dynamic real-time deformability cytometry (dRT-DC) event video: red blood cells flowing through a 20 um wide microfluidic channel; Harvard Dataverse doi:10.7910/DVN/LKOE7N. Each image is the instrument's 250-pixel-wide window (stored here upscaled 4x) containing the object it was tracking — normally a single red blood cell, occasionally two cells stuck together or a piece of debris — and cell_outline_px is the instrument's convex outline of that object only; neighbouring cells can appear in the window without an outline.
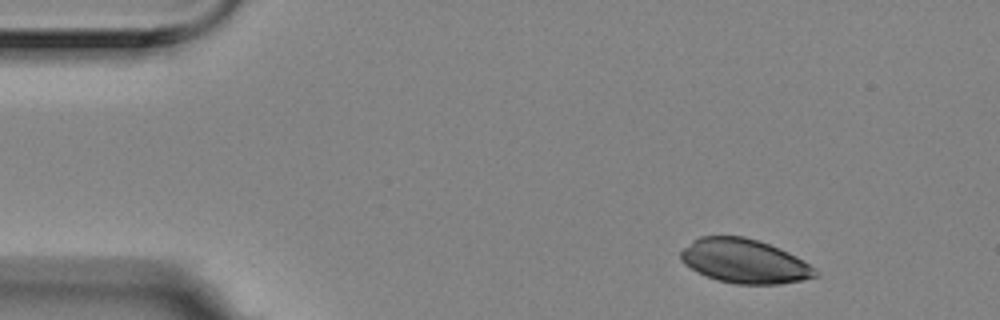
{"species": "Egyptian fruit bat (a non-hibernating species)", "species_latin": "Rousettus aegyptiacus", "temperature_condition": "room temperature", "stored_images_in_passage": 6, "camera_frame_rate_fps": 3000, "um_per_image_px": 0.085, "animal": {"sex": "female"}, "frame": {"image": 1, "passage_image": 1, "time_ms": 0.0, "image_size_px": [1000, 320], "cell_outline_px": [[820, 276], [804, 280], [780, 284], [736, 284], [716, 280], [696, 272], [684, 264], [680, 260], [680, 252], [692, 240], [700, 236], [744, 236], [768, 244], [788, 252], [804, 260], [816, 268]], "centroid_in_image_um": [63.28, 22.21], "position_along_channel_um": 21.7, "area_um2": 34.85}}
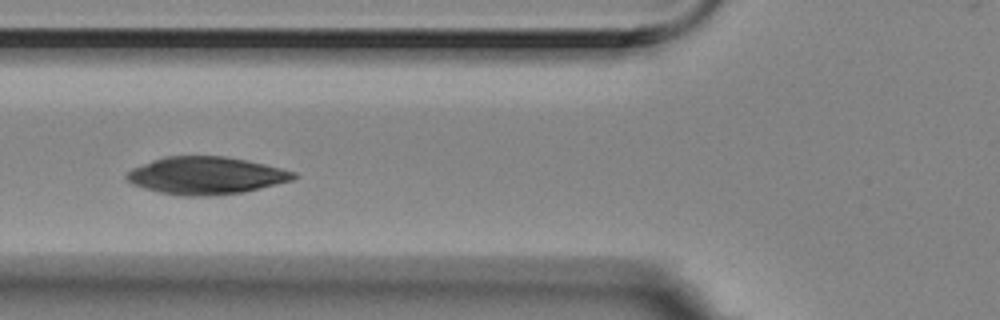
{"frame": {"image": 2, "passage_image": 5, "time_ms": 1.333, "image_size_px": [1000, 320], "cell_outline_px": [[296, 176], [292, 180], [244, 192], [212, 196], [180, 196], [160, 192], [144, 188], [132, 184], [124, 176], [132, 168], [152, 160], [164, 156], [224, 156], [264, 164], [296, 172]], "centroid_in_image_um": [17.47, 14.93], "position_along_channel_um": 108.3, "area_um2": 36.3}}
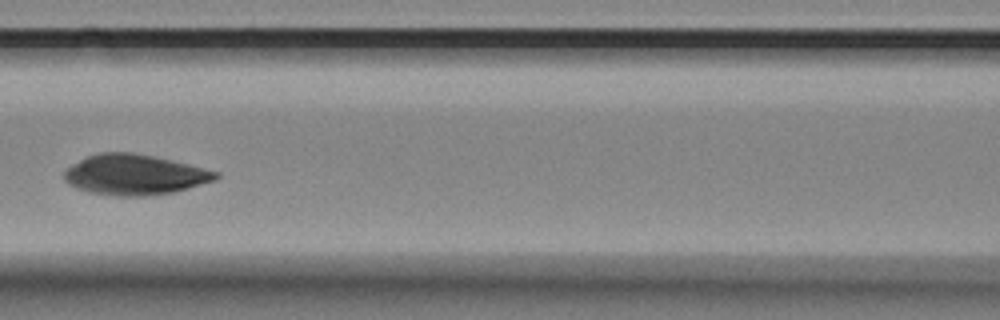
{"frame": {"image": 3, "passage_image": 6, "time_ms": 1.667, "image_size_px": [1000, 320], "cell_outline_px": [[220, 176], [216, 180], [188, 188], [172, 192], [148, 196], [116, 196], [88, 192], [76, 188], [68, 184], [64, 180], [64, 172], [72, 164], [88, 156], [100, 152], [136, 152], [172, 160], [220, 172]], "centroid_in_image_um": [11.44, 14.85], "position_along_channel_um": 155.2, "area_um2": 35.78}}